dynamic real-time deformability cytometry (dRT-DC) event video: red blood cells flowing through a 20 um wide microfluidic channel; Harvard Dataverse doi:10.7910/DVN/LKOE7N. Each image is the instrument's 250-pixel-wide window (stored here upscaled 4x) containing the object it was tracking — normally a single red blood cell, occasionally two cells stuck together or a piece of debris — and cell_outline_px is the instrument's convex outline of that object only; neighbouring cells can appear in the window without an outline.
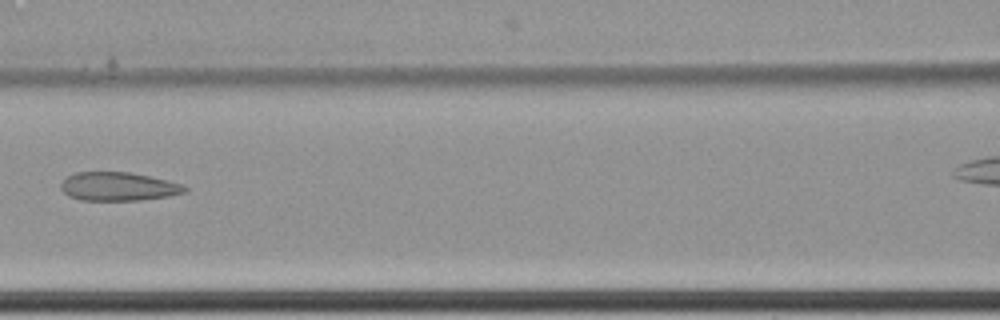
{"species": "common noctule bat (a hibernating species)", "species_latin": "Nyctalus noctula", "temperature_condition": "cold", "stored_images_in_passage": 8, "camera_frame_rate_fps": 3000, "um_per_image_px": 0.085, "animal": {"sex": "female", "body_mass_g": 22.7, "forearm_length_mm": 54.2}, "frame": {"image": 1, "passage_image": 8, "time_ms": 2.333, "image_size_px": [1000, 320], "cell_outline_px": [[188, 192], [168, 196], [140, 200], [80, 200], [68, 196], [60, 188], [60, 184], [68, 176], [76, 172], [128, 172], [168, 180], [180, 184], [188, 188]], "centroid_in_image_um": [10.05, 15.86], "position_along_channel_um": 156.5, "area_um2": 20.58}}